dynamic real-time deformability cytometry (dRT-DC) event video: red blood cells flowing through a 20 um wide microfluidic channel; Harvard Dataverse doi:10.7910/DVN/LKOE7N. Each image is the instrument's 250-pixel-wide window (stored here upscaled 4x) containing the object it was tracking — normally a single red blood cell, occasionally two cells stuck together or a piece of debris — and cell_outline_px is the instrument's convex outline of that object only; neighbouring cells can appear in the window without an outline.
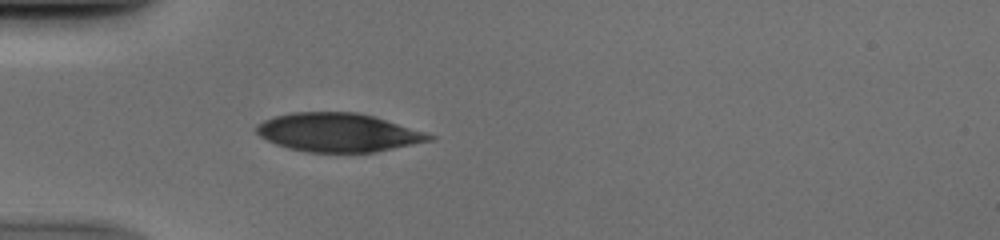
{"species": "human", "species_latin": "Homo sapiens", "temperature_condition": "cold", "stored_images_in_passage": 36, "camera_frame_rate_fps": 3000, "um_per_image_px": 0.085, "donor": {"sex": "male"}, "frame": {"image": 1, "passage_image": 1, "time_ms": 0.0, "image_size_px": [1000, 240], "cell_outline_px": [[436, 136], [432, 140], [376, 152], [308, 152], [288, 148], [276, 144], [260, 136], [256, 132], [256, 124], [264, 120], [276, 116], [292, 112], [360, 112], [376, 116]], "centroid_in_image_um": [28.75, 11.25], "position_along_channel_um": 56.3, "area_um2": 38.84}}
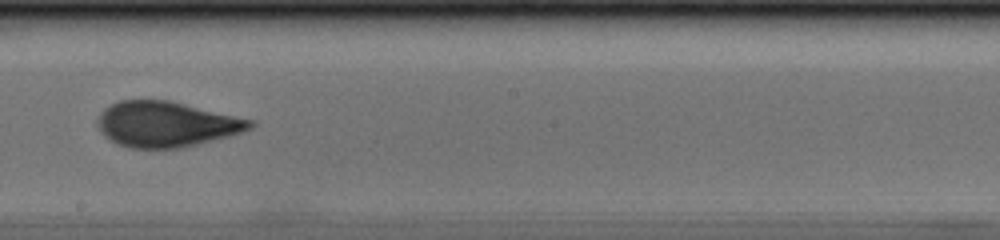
{"frame": {"image": 2, "passage_image": 15, "time_ms": 4.667, "image_size_px": [1000, 240], "cell_outline_px": [[256, 124], [252, 128], [228, 136], [180, 148], [128, 148], [116, 144], [104, 136], [100, 132], [96, 124], [96, 120], [100, 112], [104, 108], [120, 100], [168, 100], [256, 120]], "centroid_in_image_um": [14.11, 10.55], "position_along_channel_um": 234.1, "area_um2": 40.58}}
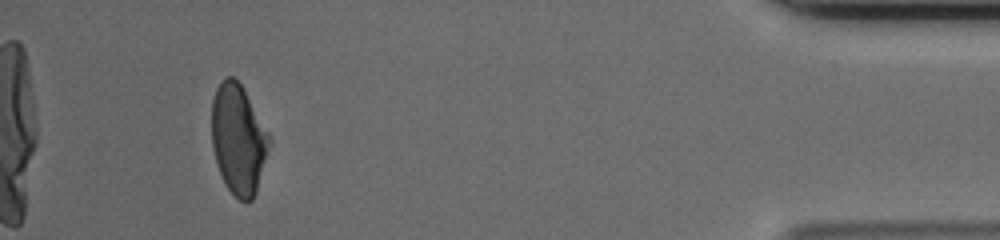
{"frame": {"image": 3, "passage_image": 33, "time_ms": 10.667, "image_size_px": [1000, 240], "cell_outline_px": [[272, 144], [256, 192], [252, 200], [244, 204], [224, 184], [216, 164], [212, 148], [212, 100], [216, 88], [224, 76], [232, 76], [244, 88], [268, 132], [272, 140]], "centroid_in_image_um": [20.27, 11.85], "position_along_channel_um": 414.9, "area_um2": 37.4}}